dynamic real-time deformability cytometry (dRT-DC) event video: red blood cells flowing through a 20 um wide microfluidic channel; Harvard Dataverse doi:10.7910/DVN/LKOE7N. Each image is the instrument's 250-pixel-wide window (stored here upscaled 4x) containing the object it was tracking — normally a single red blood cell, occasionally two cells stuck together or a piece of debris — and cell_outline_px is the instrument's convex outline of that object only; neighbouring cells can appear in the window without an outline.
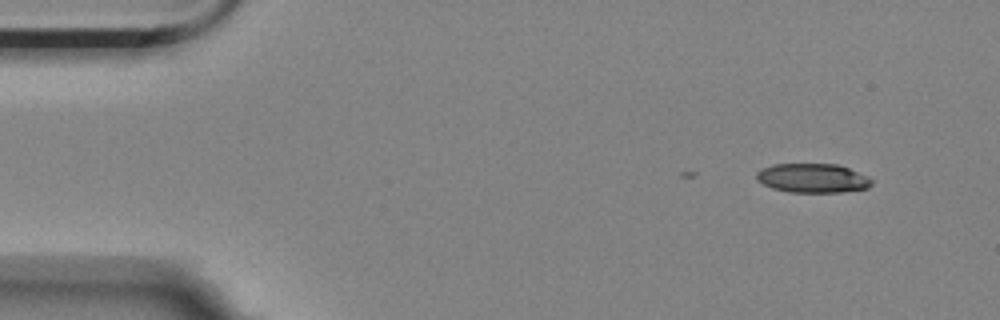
{"species": "Egyptian fruit bat (a non-hibernating species)", "species_latin": "Rousettus aegyptiacus", "temperature_condition": "room temperature", "stored_images_in_passage": 4, "camera_frame_rate_fps": 3000, "um_per_image_px": 0.085, "animal": {"sex": "female"}, "frame": {"image": 1, "passage_image": 1, "time_ms": 0.0, "image_size_px": [1000, 320], "cell_outline_px": [[872, 184], [868, 188], [840, 192], [788, 192], [772, 188], [756, 180], [756, 172], [772, 164], [836, 164], [848, 168], [868, 176], [872, 180]], "centroid_in_image_um": [69.07, 15.14], "position_along_channel_um": 15.9, "area_um2": 19.54}}
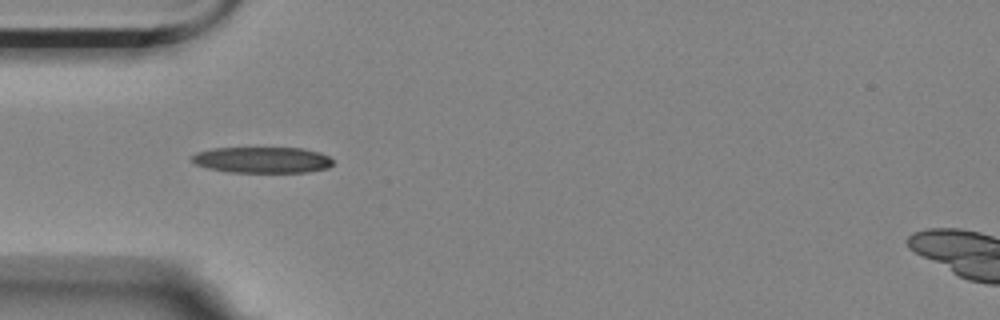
{"frame": {"image": 2, "passage_image": 4, "time_ms": 1.0, "image_size_px": [1000, 320], "cell_outline_px": [[332, 164], [328, 168], [308, 172], [228, 172], [208, 168], [196, 164], [188, 160], [188, 156], [196, 152], [212, 148], [304, 148], [320, 152], [328, 156], [332, 160]], "centroid_in_image_um": [22.24, 13.59], "position_along_channel_um": 62.8, "area_um2": 21.68}}